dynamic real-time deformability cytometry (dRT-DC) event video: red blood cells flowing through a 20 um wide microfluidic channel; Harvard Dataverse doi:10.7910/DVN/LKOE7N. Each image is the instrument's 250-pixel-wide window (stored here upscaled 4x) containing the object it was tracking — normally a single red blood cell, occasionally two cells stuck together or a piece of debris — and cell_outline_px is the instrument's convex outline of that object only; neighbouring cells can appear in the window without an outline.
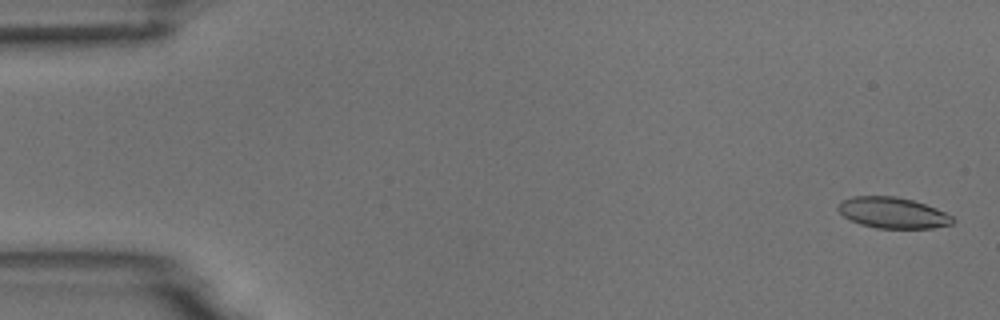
{"species": "common noctule bat (a hibernating species)", "species_latin": "Nyctalus noctula", "temperature_condition": "room temperature", "stored_images_in_passage": 55, "camera_frame_rate_fps": 3000, "um_per_image_px": 0.085, "animal": {"sex": "male", "body_mass_g": 18.8}, "frame": {"image": 1, "passage_image": 2, "time_ms": 0.333, "image_size_px": [1000, 320], "cell_outline_px": [[956, 220], [952, 224], [932, 228], [876, 228], [860, 224], [844, 216], [836, 208], [840, 200], [852, 196], [896, 196], [912, 200], [936, 208], [952, 216]], "centroid_in_image_um": [75.87, 18.08], "position_along_channel_um": 9.1, "area_um2": 20.69}}
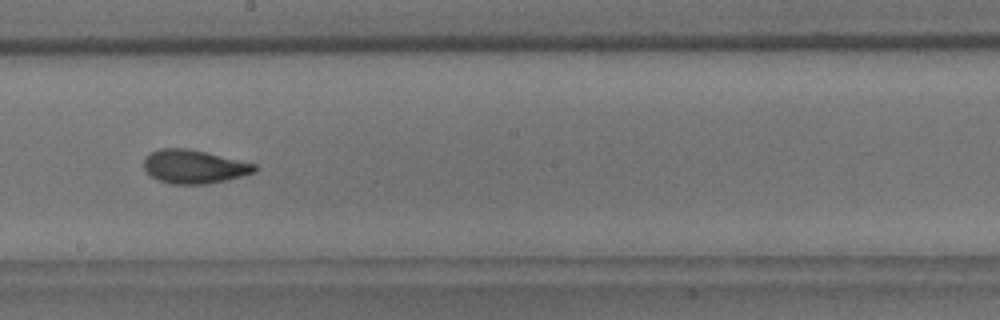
{"frame": {"image": 2, "passage_image": 31, "time_ms": 10.0, "image_size_px": [1000, 320], "cell_outline_px": [[256, 172], [208, 184], [172, 184], [156, 180], [144, 168], [144, 156], [160, 148], [188, 148], [256, 164]], "centroid_in_image_um": [16.46, 14.16], "position_along_channel_um": 231.7, "area_um2": 21.56}}
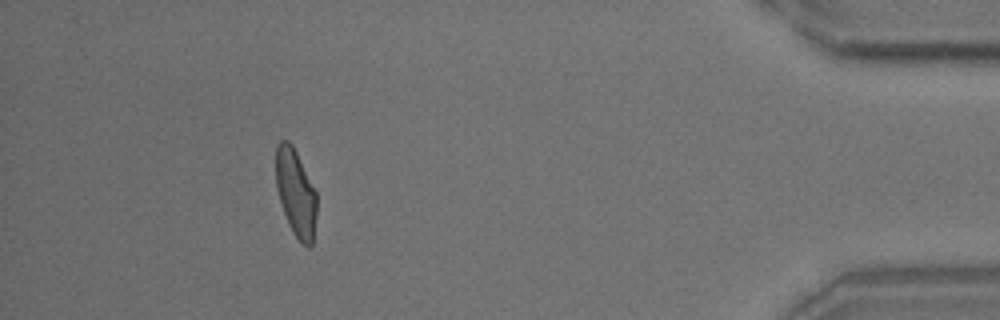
{"frame": {"image": 3, "passage_image": 50, "time_ms": 16.333, "image_size_px": [1000, 320], "cell_outline_px": [[316, 216], [312, 244], [308, 248], [292, 232], [288, 224], [276, 188], [276, 144], [280, 140], [288, 140], [292, 144], [316, 192]], "centroid_in_image_um": [25.13, 16.38], "position_along_channel_um": 410.1, "area_um2": 20.52}, "authors_computed_cell_mechanics": {"area_um2": 21.5594, "velocity_mm_per_s": 3.7, "shape_relaxation_time_tau1_ms": 4.9969, "shape_relaxation_time_tau2_ms": 1.8986, "deformation_change_tau1": 0.1544, "deformation_change_tau2": 0.0806}}